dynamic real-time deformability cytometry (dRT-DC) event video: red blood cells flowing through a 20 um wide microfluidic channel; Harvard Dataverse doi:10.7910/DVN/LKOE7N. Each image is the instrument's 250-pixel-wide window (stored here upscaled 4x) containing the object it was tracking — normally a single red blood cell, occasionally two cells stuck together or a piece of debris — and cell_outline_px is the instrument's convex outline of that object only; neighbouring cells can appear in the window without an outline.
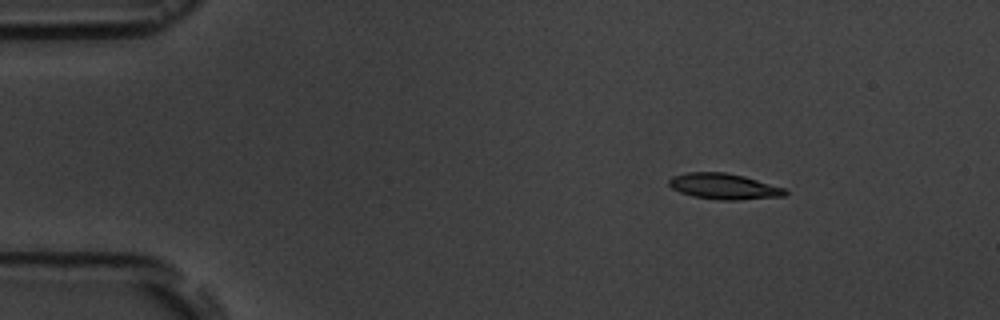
{"species": "common noctule bat (a hibernating species)", "species_latin": "Nyctalus noctula", "temperature_condition": "room temperature", "stored_images_in_passage": 5, "camera_frame_rate_fps": 3000, "um_per_image_px": 0.085, "animal": {"sex": "male", "body_mass_g": 19.5, "forearm_length_mm": 54.6}, "frame": {"image": 1, "passage_image": 3, "time_ms": 2.333, "image_size_px": [1000, 320], "cell_outline_px": [[788, 192], [784, 196], [736, 200], [720, 200], [692, 196], [680, 192], [672, 188], [668, 184], [668, 180], [672, 176], [688, 172], [724, 172], [744, 176], [784, 188]], "centroid_in_image_um": [61.5, 15.84], "position_along_channel_um": 23.5, "area_um2": 17.4}}